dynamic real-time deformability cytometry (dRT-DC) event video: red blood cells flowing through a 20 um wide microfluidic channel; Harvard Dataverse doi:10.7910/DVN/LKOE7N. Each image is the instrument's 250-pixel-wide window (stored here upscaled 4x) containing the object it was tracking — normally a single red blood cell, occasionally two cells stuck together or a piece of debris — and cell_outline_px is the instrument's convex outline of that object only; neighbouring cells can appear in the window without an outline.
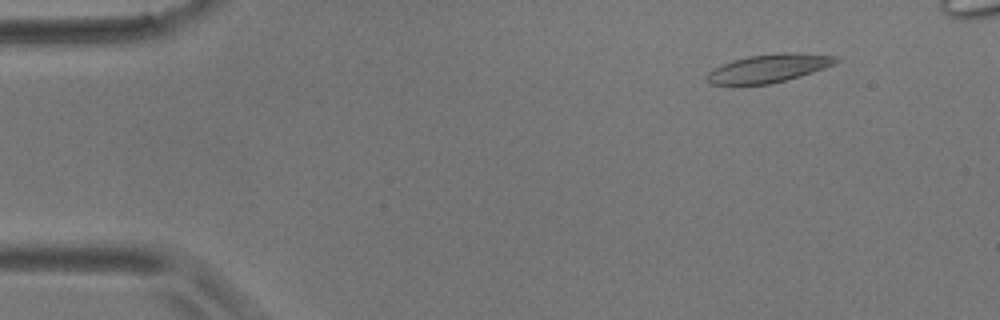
{"species": "common noctule bat (a hibernating species)", "species_latin": "Nyctalus noctula", "temperature_condition": "room temperature", "stored_images_in_passage": 5, "camera_frame_rate_fps": 3000, "um_per_image_px": 0.085, "animal": {"sex": "male", "body_mass_g": 17.9}, "frame": {"image": 1, "passage_image": 2, "time_ms": 1.0, "image_size_px": [1000, 320], "cell_outline_px": [[840, 60], [824, 68], [800, 76], [768, 84], [708, 84], [704, 80], [704, 76], [712, 68], [732, 60], [748, 56], [780, 52], [792, 52], [836, 56]], "centroid_in_image_um": [65.26, 5.8], "position_along_channel_um": 19.7, "area_um2": 21.21}}